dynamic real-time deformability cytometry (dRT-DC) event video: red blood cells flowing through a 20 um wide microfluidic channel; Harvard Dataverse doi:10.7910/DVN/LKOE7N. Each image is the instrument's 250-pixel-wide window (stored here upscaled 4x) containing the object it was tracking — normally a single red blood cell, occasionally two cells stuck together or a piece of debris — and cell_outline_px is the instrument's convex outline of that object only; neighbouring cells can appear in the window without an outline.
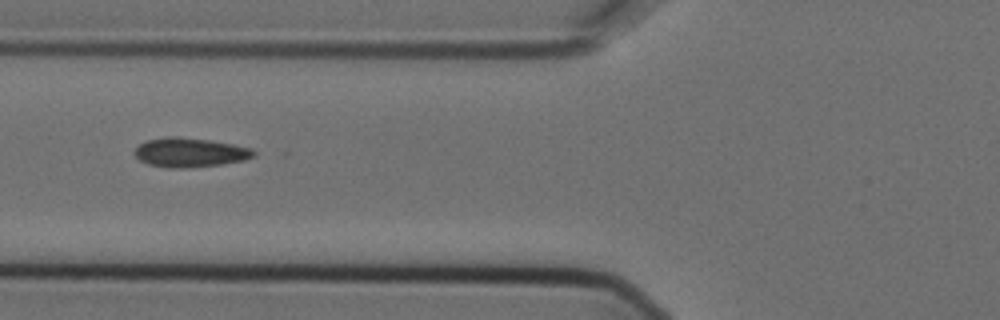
{"species": "Egyptian fruit bat (a non-hibernating species)", "species_latin": "Rousettus aegyptiacus", "temperature_condition": "cold", "stored_images_in_passage": 4, "camera_frame_rate_fps": 3000, "um_per_image_px": 0.085, "animal": {"sex": "female"}, "frame": {"image": 1, "passage_image": 3, "time_ms": 0.667, "image_size_px": [1000, 320], "cell_outline_px": [[256, 156], [244, 160], [220, 164], [184, 168], [168, 168], [148, 164], [140, 160], [132, 152], [140, 144], [148, 140], [168, 136], [176, 136], [208, 140], [232, 144], [252, 148], [256, 152]], "centroid_in_image_um": [16.14, 12.96], "position_along_channel_um": 109.7, "area_um2": 20.23}}
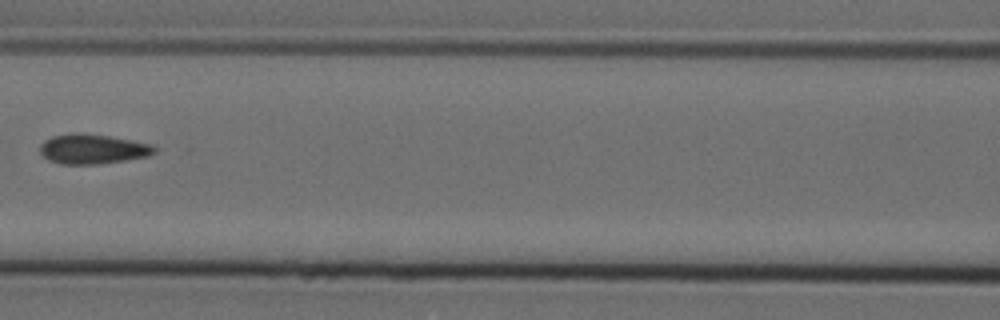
{"frame": {"image": 2, "passage_image": 4, "time_ms": 1.0, "image_size_px": [1000, 320], "cell_outline_px": [[156, 152], [148, 156], [124, 160], [96, 164], [60, 164], [48, 160], [40, 152], [40, 144], [44, 140], [52, 136], [72, 132], [84, 132], [132, 140], [152, 144], [156, 148]], "centroid_in_image_um": [7.85, 12.65], "position_along_channel_um": 158.7, "area_um2": 20.0}}